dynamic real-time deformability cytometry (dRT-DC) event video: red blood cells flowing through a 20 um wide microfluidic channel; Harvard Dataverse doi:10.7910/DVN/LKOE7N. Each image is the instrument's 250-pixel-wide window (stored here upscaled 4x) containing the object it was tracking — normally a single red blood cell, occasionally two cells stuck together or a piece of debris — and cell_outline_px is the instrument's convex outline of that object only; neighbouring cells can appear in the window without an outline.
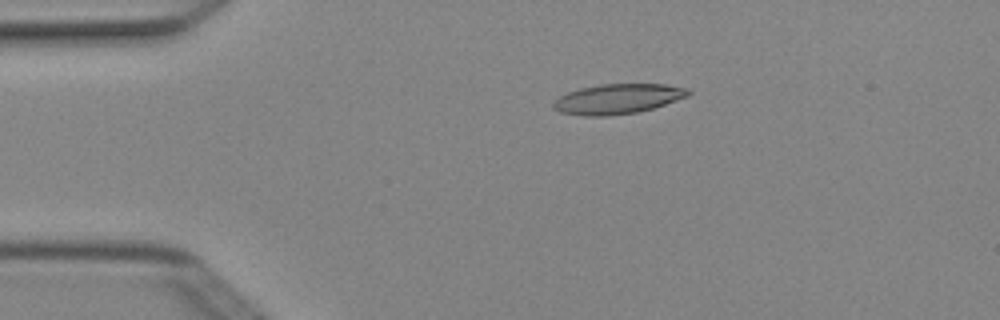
{"species": "Egyptian fruit bat (a non-hibernating species)", "species_latin": "Rousettus aegyptiacus", "temperature_condition": "cold", "stored_images_in_passage": 3, "camera_frame_rate_fps": 3000, "um_per_image_px": 0.085, "animal": {"sex": "female"}, "frame": {"image": 1, "passage_image": 2, "time_ms": 0.333, "image_size_px": [1000, 320], "cell_outline_px": [[692, 92], [688, 96], [652, 108], [636, 112], [604, 116], [584, 116], [560, 112], [552, 108], [552, 100], [568, 92], [580, 88], [600, 84], [664, 84], [688, 88]], "centroid_in_image_um": [52.46, 8.4], "position_along_channel_um": 32.5, "area_um2": 23.52}}